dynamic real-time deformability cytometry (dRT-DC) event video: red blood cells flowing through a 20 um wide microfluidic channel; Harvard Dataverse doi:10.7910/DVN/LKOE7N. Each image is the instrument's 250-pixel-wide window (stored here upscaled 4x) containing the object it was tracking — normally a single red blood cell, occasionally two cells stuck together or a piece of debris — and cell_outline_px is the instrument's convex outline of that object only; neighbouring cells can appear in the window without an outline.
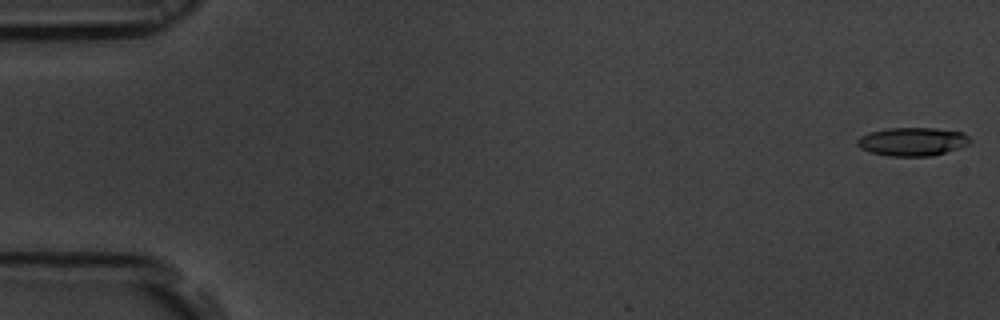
{"species": "common noctule bat (a hibernating species)", "species_latin": "Nyctalus noctula", "temperature_condition": "room temperature", "stored_images_in_passage": 4, "camera_frame_rate_fps": 3000, "um_per_image_px": 0.085, "animal": {"sex": "male", "body_mass_g": 19.5, "forearm_length_mm": 54.6}, "frame": {"image": 1, "passage_image": 1, "time_ms": 0.0, "image_size_px": [1000, 320], "cell_outline_px": [[972, 140], [968, 144], [932, 156], [888, 156], [868, 152], [860, 148], [856, 144], [856, 140], [860, 136], [868, 132], [888, 128], [932, 128], [964, 132]], "centroid_in_image_um": [77.5, 12.03], "position_along_channel_um": 7.5, "area_um2": 18.73}}